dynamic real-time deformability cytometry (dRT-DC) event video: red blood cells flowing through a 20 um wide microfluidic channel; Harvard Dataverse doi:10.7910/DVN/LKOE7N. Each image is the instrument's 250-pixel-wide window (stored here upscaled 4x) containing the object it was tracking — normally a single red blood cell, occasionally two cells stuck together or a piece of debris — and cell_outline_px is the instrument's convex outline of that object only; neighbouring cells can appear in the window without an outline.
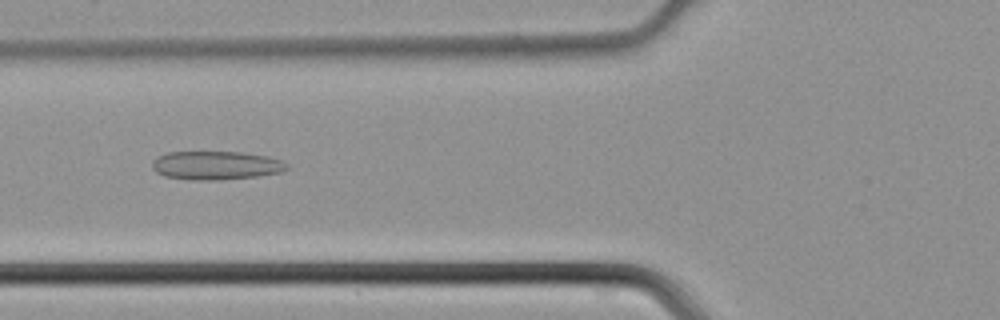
{"species": "common noctule bat (a hibernating species)", "species_latin": "Nyctalus noctula", "temperature_condition": "cold", "stored_images_in_passage": 37, "camera_frame_rate_fps": 3000, "um_per_image_px": 0.085, "animal": {"sex": "male", "body_mass_g": 21.5, "forearm_length_mm": 52.0}, "frame": {"image": 1, "passage_image": 9, "time_ms": 2.667, "image_size_px": [1000, 320], "cell_outline_px": [[288, 168], [280, 172], [256, 176], [212, 180], [192, 180], [164, 176], [156, 172], [152, 168], [152, 160], [156, 156], [168, 152], [240, 152], [268, 156], [280, 160], [288, 164]], "centroid_in_image_um": [18.31, 14.05], "position_along_channel_um": 107.5, "area_um2": 22.37}}
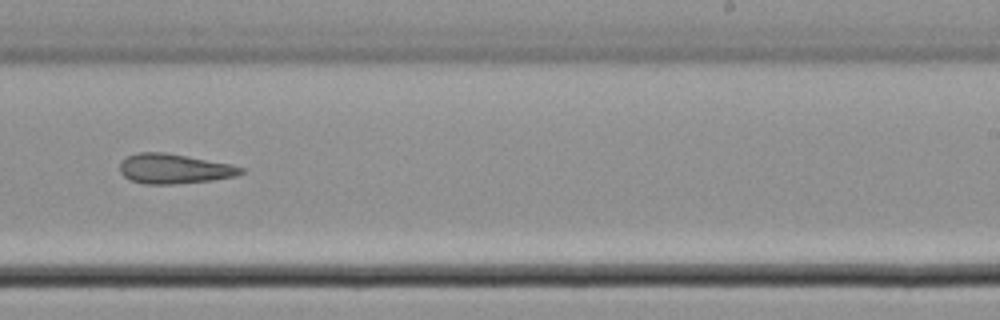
{"frame": {"image": 2, "passage_image": 20, "time_ms": 6.333, "image_size_px": [1000, 320], "cell_outline_px": [[244, 172], [236, 176], [212, 180], [172, 184], [144, 184], [132, 180], [124, 176], [120, 172], [120, 164], [128, 156], [136, 152], [164, 152], [228, 164], [244, 168]], "centroid_in_image_um": [14.78, 14.35], "position_along_channel_um": 274.2, "area_um2": 20.69}}
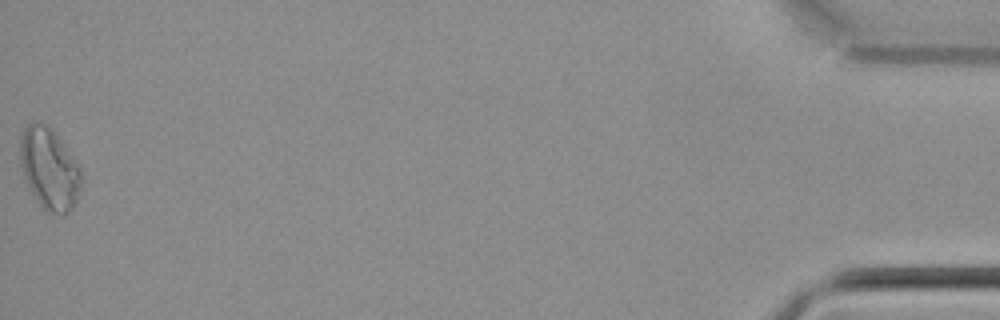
{"frame": {"image": 3, "passage_image": 37, "time_ms": 12.0, "image_size_px": [1000, 320], "cell_outline_px": [[80, 184], [76, 200], [72, 208], [68, 212], [48, 212], [40, 204], [28, 188], [24, 176], [20, 160], [20, 136], [24, 128], [32, 120], [40, 120], [48, 124], [52, 128], [76, 160], [80, 168]], "centroid_in_image_um": [4.16, 14.26], "position_along_channel_um": 431.0, "area_um2": 28.96}}